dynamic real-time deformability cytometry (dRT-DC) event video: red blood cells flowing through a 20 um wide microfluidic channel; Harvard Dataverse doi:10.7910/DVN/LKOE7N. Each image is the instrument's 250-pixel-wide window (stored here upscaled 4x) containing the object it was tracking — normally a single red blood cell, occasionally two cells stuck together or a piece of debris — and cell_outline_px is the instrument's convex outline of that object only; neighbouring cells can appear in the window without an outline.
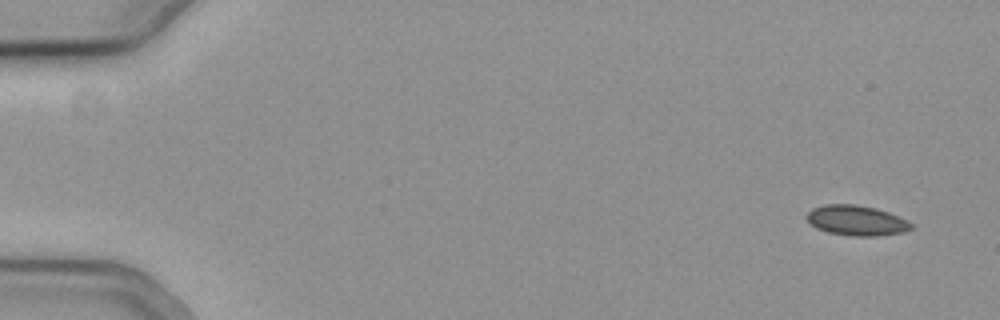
{"species": "common noctule bat (a hibernating species)", "species_latin": "Nyctalus noctula", "temperature_condition": "cold", "stored_images_in_passage": 11, "camera_frame_rate_fps": 3000, "um_per_image_px": 0.085, "animal": {"sex": "female", "body_mass_g": 19.3, "forearm_length_mm": 54.1}, "frame": {"image": 1, "passage_image": 1, "time_ms": 0.0, "image_size_px": [1000, 320], "cell_outline_px": [[912, 228], [904, 232], [876, 236], [852, 236], [828, 232], [816, 228], [808, 220], [808, 212], [812, 208], [824, 204], [856, 204], [876, 208], [888, 212], [908, 220], [912, 224]], "centroid_in_image_um": [72.82, 18.73], "position_along_channel_um": 12.2, "area_um2": 18.32}}